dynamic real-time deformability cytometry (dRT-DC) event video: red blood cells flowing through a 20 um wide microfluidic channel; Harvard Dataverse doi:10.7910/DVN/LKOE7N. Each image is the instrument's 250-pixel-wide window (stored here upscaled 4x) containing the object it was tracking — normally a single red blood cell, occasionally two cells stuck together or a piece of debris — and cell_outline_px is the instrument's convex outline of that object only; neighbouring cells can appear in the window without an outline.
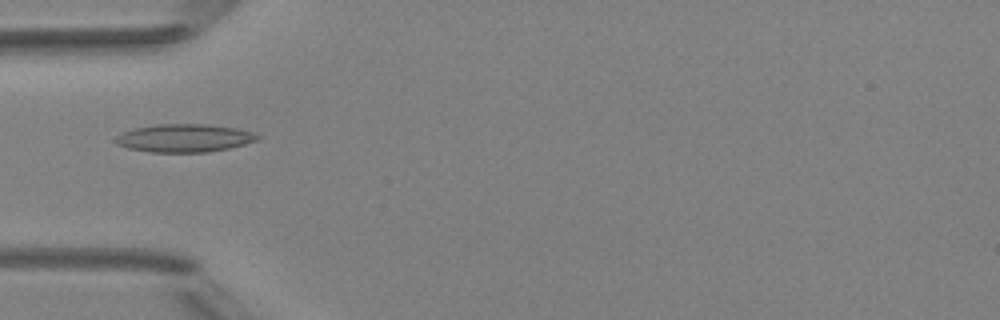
{"species": "Egyptian fruit bat (a non-hibernating species)", "species_latin": "Rousettus aegyptiacus", "temperature_condition": "room temperature", "stored_images_in_passage": 5, "camera_frame_rate_fps": 3000, "um_per_image_px": 0.085, "animal": {"sex": "female"}, "frame": {"image": 1, "passage_image": 5, "time_ms": 4.667, "image_size_px": [1000, 320], "cell_outline_px": [[264, 136], [260, 140], [228, 148], [204, 152], [148, 152], [128, 148], [116, 144], [112, 140], [120, 132], [136, 128], [156, 124], [208, 124], [236, 128], [252, 132]], "centroid_in_image_um": [15.66, 11.73], "position_along_channel_um": 69.3, "area_um2": 23.41}}